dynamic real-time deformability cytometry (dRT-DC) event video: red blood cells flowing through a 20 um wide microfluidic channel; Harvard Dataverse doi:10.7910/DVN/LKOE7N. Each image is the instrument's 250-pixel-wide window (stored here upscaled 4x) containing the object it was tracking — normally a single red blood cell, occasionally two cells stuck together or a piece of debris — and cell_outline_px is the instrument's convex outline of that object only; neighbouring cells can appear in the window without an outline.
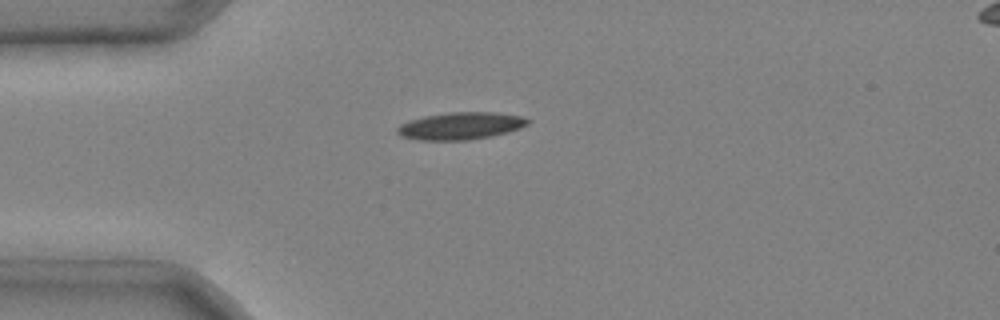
{"species": "common noctule bat (a hibernating species)", "species_latin": "Nyctalus noctula", "temperature_condition": "cold", "stored_images_in_passage": 2, "camera_frame_rate_fps": 3000, "um_per_image_px": 0.085, "animal": {"sex": "male", "body_mass_g": 20.4}, "frame": {"image": 1, "passage_image": 1, "time_ms": 0.0, "image_size_px": [1000, 320], "cell_outline_px": [[532, 120], [528, 124], [520, 128], [508, 132], [492, 136], [468, 140], [420, 140], [400, 136], [396, 132], [396, 128], [400, 124], [408, 120], [424, 116], [452, 112], [496, 112], [520, 116]], "centroid_in_image_um": [39.14, 10.7], "position_along_channel_um": 45.9, "area_um2": 20.87}}